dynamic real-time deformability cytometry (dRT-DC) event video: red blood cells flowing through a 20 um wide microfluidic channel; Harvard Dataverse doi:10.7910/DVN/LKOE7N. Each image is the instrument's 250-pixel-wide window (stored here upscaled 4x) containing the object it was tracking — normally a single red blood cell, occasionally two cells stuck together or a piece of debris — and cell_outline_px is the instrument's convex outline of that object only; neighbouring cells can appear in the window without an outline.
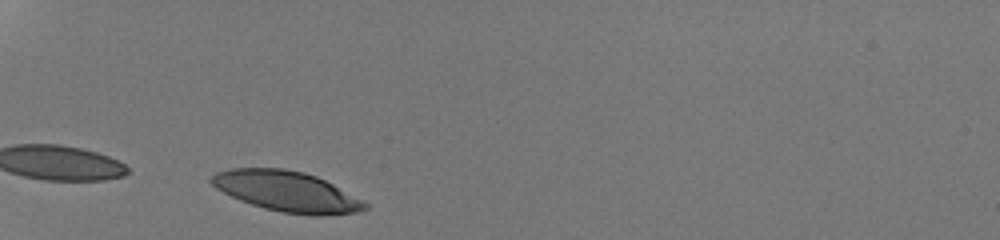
{"species": "human", "species_latin": "Homo sapiens", "temperature_condition": "room temperature", "stored_images_in_passage": 26, "camera_frame_rate_fps": 3000, "um_per_image_px": 0.085, "donor": {"sex": "male"}, "frame": {"image": 1, "passage_image": 1, "time_ms": 0.0, "image_size_px": [1000, 240], "cell_outline_px": [[368, 208], [356, 212], [320, 216], [312, 216], [280, 212], [264, 208], [240, 200], [216, 188], [208, 180], [216, 172], [228, 168], [284, 168], [304, 172], [316, 176], [332, 184], [368, 204]], "centroid_in_image_um": [24.34, 16.27], "position_along_channel_um": 60.7, "area_um2": 35.95}}
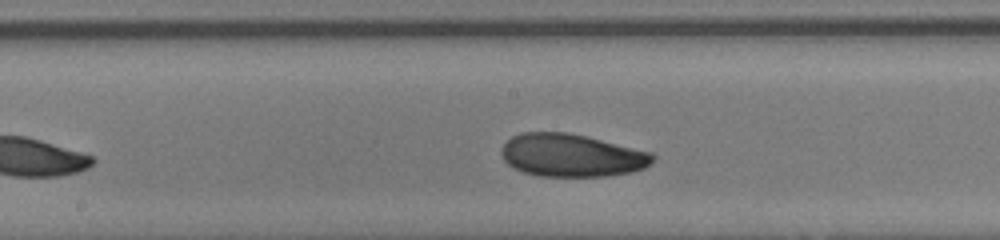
{"frame": {"image": 2, "passage_image": 13, "time_ms": 4.0, "image_size_px": [1000, 240], "cell_outline_px": [[656, 156], [644, 168], [632, 172], [604, 176], [540, 176], [524, 172], [512, 168], [504, 160], [500, 152], [500, 148], [512, 136], [520, 132], [568, 132], [652, 152]], "centroid_in_image_um": [48.55, 13.2], "position_along_channel_um": 199.7, "area_um2": 37.74}}
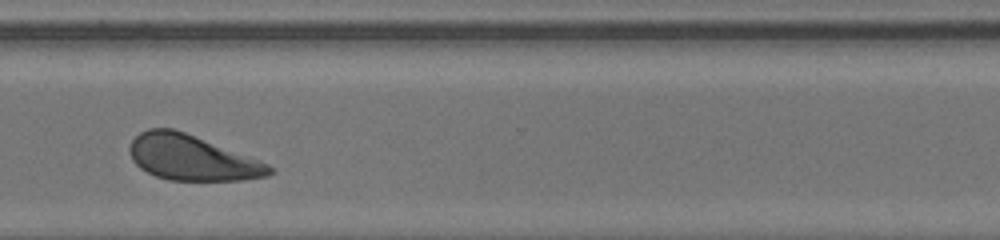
{"frame": {"image": 3, "passage_image": 24, "time_ms": 7.667, "image_size_px": [1000, 240], "cell_outline_px": [[272, 172], [268, 176], [244, 180], [168, 180], [156, 176], [140, 168], [132, 160], [128, 152], [128, 148], [132, 140], [140, 132], [148, 128], [172, 128], [184, 132], [268, 164], [272, 168]], "centroid_in_image_um": [16.24, 13.41], "position_along_channel_um": 354.4, "area_um2": 36.41}}